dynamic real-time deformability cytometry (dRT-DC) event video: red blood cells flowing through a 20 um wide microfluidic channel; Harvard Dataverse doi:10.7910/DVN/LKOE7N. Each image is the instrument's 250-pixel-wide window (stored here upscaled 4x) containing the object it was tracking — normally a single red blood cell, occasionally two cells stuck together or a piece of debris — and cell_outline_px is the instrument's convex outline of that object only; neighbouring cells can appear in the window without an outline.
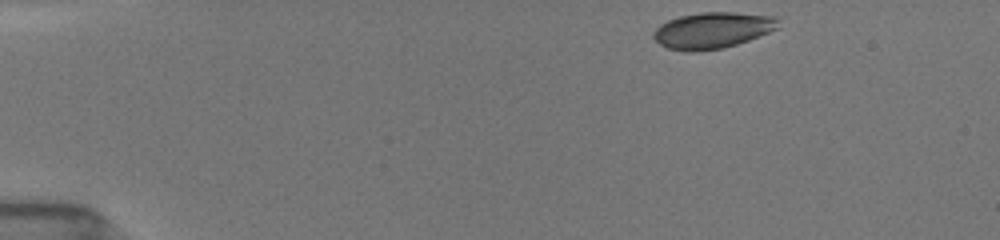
{"species": "common noctule bat (a hibernating species)", "species_latin": "Nyctalus noctula", "temperature_condition": "room temperature", "stored_images_in_passage": 46, "camera_frame_rate_fps": 3000, "um_per_image_px": 0.085, "animal": {"sex": "female", "body_mass_g": 19.5, "forearm_length_mm": 54.1}, "frame": {"image": 1, "passage_image": 1, "time_ms": 0.0, "image_size_px": [1000, 240], "cell_outline_px": [[780, 28], [748, 40], [724, 48], [700, 52], [684, 52], [668, 48], [660, 44], [652, 36], [652, 32], [660, 24], [668, 20], [680, 16], [700, 12], [736, 12], [772, 16], [776, 20]], "centroid_in_image_um": [60.52, 2.59], "position_along_channel_um": 24.5, "area_um2": 26.47}}
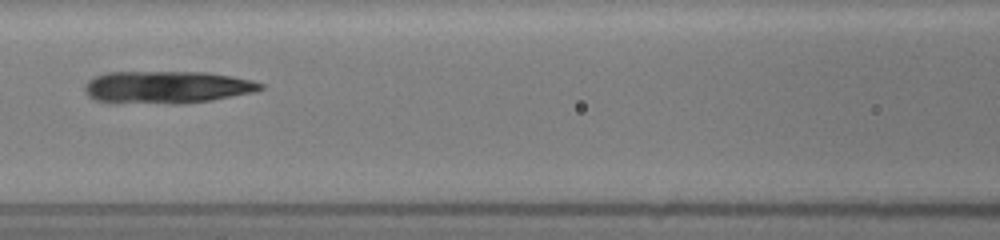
{"frame": {"image": 2, "passage_image": 18, "time_ms": 5.667, "image_size_px": [1000, 240], "cell_outline_px": [[264, 88], [256, 92], [212, 100], [184, 104], [112, 104], [96, 100], [88, 96], [84, 92], [84, 84], [92, 76], [108, 72], [204, 72], [252, 80], [264, 84]], "centroid_in_image_um": [14.11, 7.44], "position_along_channel_um": 152.5, "area_um2": 34.04}}
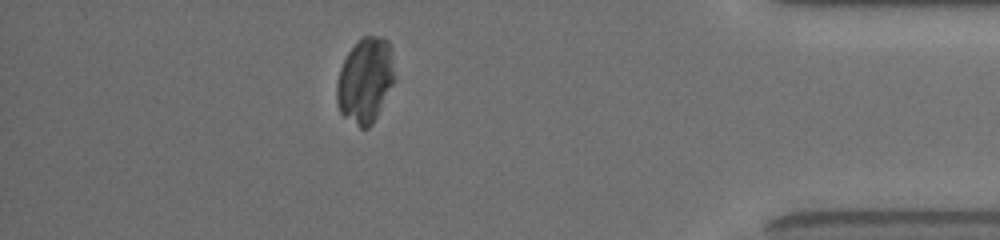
{"frame": {"image": 3, "passage_image": 40, "time_ms": 13.0, "image_size_px": [1000, 240], "cell_outline_px": [[396, 80], [372, 124], [368, 128], [360, 128], [344, 116], [340, 112], [336, 100], [336, 84], [340, 68], [348, 52], [356, 40], [364, 36], [384, 36], [388, 40], [392, 48], [396, 76]], "centroid_in_image_um": [31.07, 6.79], "position_along_channel_um": 404.1, "area_um2": 29.3}}